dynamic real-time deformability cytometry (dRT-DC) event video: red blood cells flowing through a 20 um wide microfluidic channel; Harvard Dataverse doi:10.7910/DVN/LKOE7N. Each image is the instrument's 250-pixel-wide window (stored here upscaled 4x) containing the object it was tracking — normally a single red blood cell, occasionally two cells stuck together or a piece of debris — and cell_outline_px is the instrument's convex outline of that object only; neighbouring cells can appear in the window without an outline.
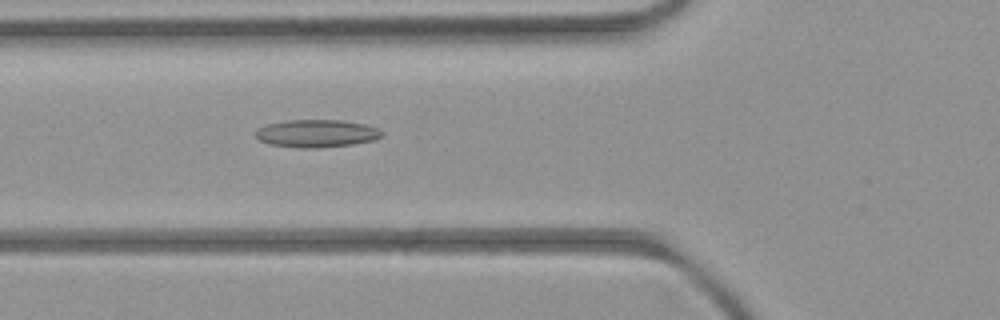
{"species": "common noctule bat (a hibernating species)", "species_latin": "Nyctalus noctula", "temperature_condition": "room temperature", "stored_images_in_passage": 4, "camera_frame_rate_fps": 3000, "um_per_image_px": 0.085, "animal": {"sex": "female", "body_mass_g": 21.9}, "frame": {"image": 1, "passage_image": 4, "time_ms": 4.333, "image_size_px": [1000, 320], "cell_outline_px": [[384, 136], [372, 140], [352, 144], [316, 148], [308, 148], [268, 144], [260, 140], [256, 136], [256, 132], [260, 128], [268, 124], [284, 120], [340, 120], [364, 124], [376, 128], [384, 132]], "centroid_in_image_um": [26.93, 11.34], "position_along_channel_um": 98.9, "area_um2": 20.11}}